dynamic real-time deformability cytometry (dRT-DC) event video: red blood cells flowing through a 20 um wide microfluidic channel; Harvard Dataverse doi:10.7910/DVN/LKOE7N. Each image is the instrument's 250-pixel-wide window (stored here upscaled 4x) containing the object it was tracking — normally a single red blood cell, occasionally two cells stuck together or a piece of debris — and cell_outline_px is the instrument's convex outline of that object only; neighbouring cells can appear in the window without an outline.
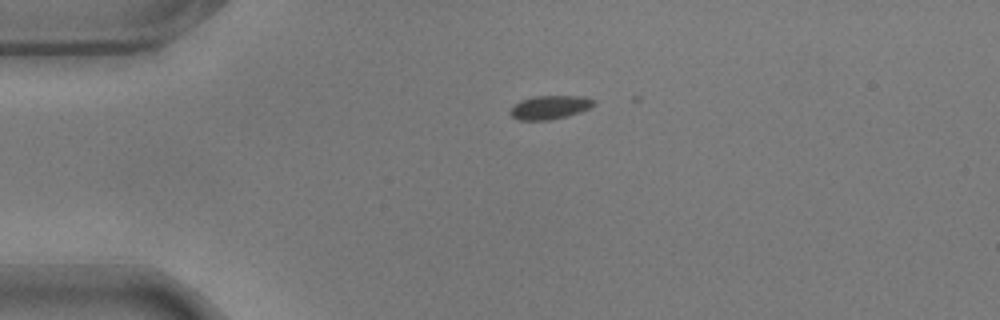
{"species": "common noctule bat (a hibernating species)", "species_latin": "Nyctalus noctula", "temperature_condition": "warm", "stored_images_in_passage": 9, "camera_frame_rate_fps": 3000, "um_per_image_px": 0.085, "animal": {"sex": "male", "body_mass_g": 17.9}, "frame": {"image": 1, "passage_image": 1, "time_ms": 0.0, "image_size_px": [1000, 320], "cell_outline_px": [[596, 104], [580, 112], [568, 116], [548, 120], [520, 120], [512, 116], [508, 112], [512, 104], [520, 100], [536, 96], [584, 96], [596, 100]], "centroid_in_image_um": [46.72, 9.11], "position_along_channel_um": 38.3, "area_um2": 11.68}}
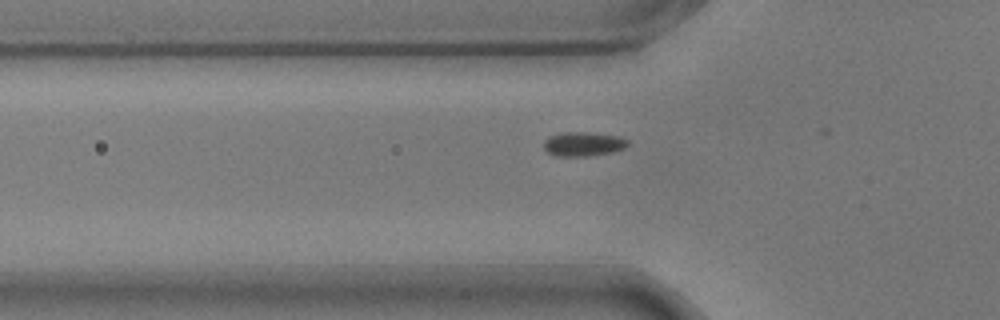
{"frame": {"image": 2, "passage_image": 7, "time_ms": 2.0, "image_size_px": [1000, 320], "cell_outline_px": [[628, 144], [624, 148], [612, 152], [588, 156], [556, 156], [548, 152], [544, 148], [544, 140], [548, 136], [564, 132], [592, 132], [620, 136], [628, 140]], "centroid_in_image_um": [49.58, 12.23], "position_along_channel_um": 76.2, "area_um2": 11.96}}